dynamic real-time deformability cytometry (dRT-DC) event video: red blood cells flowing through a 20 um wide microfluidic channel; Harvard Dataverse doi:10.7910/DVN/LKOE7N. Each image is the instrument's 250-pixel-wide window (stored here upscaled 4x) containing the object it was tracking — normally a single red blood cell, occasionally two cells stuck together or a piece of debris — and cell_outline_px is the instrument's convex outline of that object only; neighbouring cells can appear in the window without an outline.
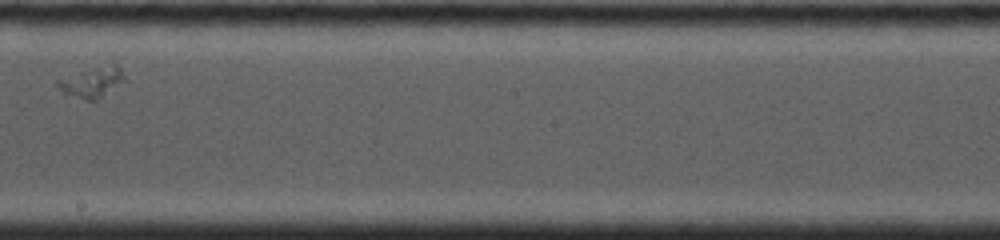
{"species": "common noctule bat (a hibernating species)", "species_latin": "Nyctalus noctula", "temperature_condition": "cold", "stored_images_in_passage": 7, "camera_frame_rate_fps": 4500, "um_per_image_px": 0.085, "animal": {"sex": "female", "body_mass_g": 19.0, "forearm_length_mm": 53.3}, "frame": {"image": 1, "passage_image": 5, "time_ms": 4.444, "image_size_px": [1000, 240], "cell_outline_px": [[124, 80], [96, 100], [88, 100], [64, 92], [56, 84], [56, 80], [96, 68], [112, 64], [116, 64], [120, 68], [124, 76]], "centroid_in_image_um": [7.84, 6.99], "position_along_channel_um": 240.4, "area_um2": 10.87}}